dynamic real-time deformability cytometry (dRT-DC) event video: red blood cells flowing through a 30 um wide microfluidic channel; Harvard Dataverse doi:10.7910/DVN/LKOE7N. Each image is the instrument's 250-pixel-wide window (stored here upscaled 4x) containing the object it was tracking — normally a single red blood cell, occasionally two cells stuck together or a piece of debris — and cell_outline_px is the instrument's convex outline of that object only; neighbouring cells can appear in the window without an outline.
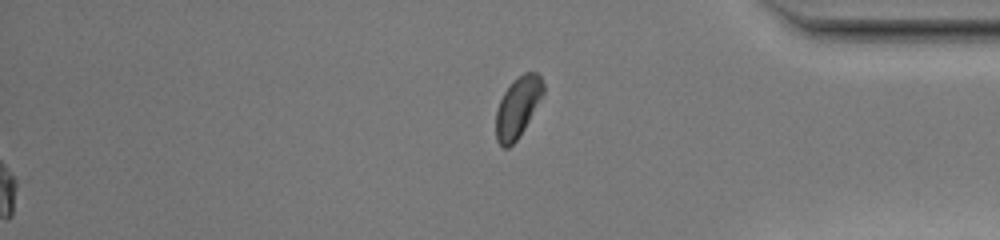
{"species": "common noctule bat (a hibernating species)", "species_latin": "Nyctalus noctula", "temperature_condition": "warm", "stored_images_in_passage": 47, "segment_of_instrument_passage": [2, 2], "camera_frame_rate_fps": 3000, "um_per_image_px": 0.085, "animal": {"sex": "female", "body_mass_g": 20.0, "forearm_length_mm": 54.0}, "frame": {"image": 1, "passage_image": 47, "time_ms": 15.333, "image_size_px": [1000, 240], "cell_outline_px": [[544, 92], [524, 128], [516, 140], [508, 148], [504, 148], [496, 140], [496, 112], [500, 100], [504, 92], [512, 80], [524, 72], [536, 72], [540, 76], [544, 84]], "centroid_in_image_um": [43.99, 9.08], "position_along_channel_um": 391.2, "area_um2": 16.47}}